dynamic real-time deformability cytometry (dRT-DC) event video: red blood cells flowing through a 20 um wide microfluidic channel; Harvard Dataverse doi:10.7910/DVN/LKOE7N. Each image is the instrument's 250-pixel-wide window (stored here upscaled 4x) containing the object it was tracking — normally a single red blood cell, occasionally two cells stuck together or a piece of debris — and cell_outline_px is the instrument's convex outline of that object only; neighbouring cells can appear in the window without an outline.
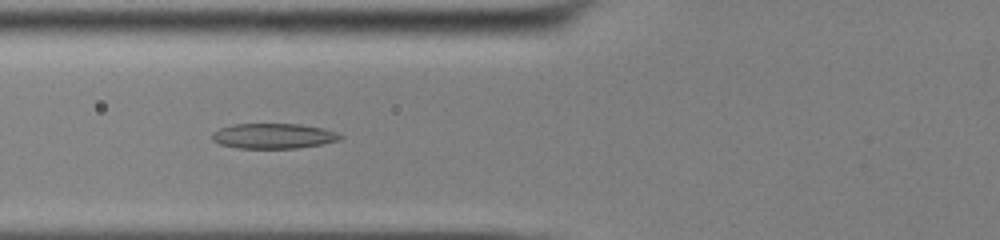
{"species": "common noctule bat (a hibernating species)", "species_latin": "Nyctalus noctula", "temperature_condition": "cold", "stored_images_in_passage": 43, "camera_frame_rate_fps": 3000, "um_per_image_px": 0.085, "animal": {"sex": "male", "body_mass_g": 13.0, "forearm_length_mm": 53.1}, "frame": {"image": 1, "passage_image": 11, "time_ms": 3.333, "image_size_px": [1000, 240], "cell_outline_px": [[344, 136], [340, 140], [320, 144], [296, 148], [240, 148], [220, 144], [212, 140], [212, 132], [220, 128], [232, 124], [300, 124], [324, 128], [336, 132]], "centroid_in_image_um": [23.24, 11.55], "position_along_channel_um": 102.6, "area_um2": 18.79}}
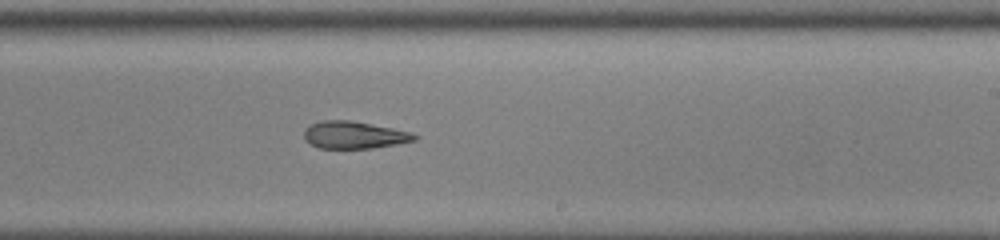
{"frame": {"image": 2, "passage_image": 23, "time_ms": 7.333, "image_size_px": [1000, 240], "cell_outline_px": [[420, 136], [416, 140], [396, 144], [372, 148], [320, 148], [304, 140], [304, 128], [320, 120], [352, 120], [392, 128], [408, 132]], "centroid_in_image_um": [30.08, 11.46], "position_along_channel_um": 258.9, "area_um2": 17.51}}
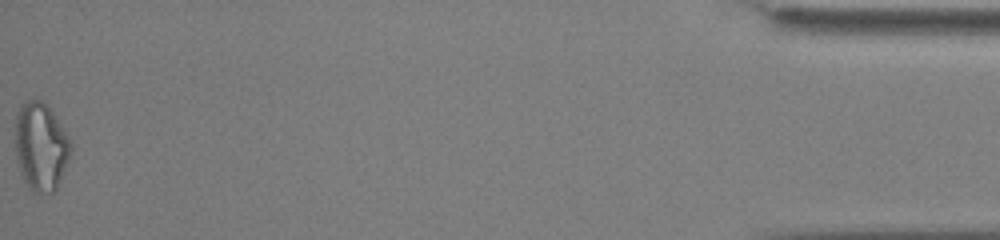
{"frame": {"image": 3, "passage_image": 43, "time_ms": 14.0, "image_size_px": [1000, 240], "cell_outline_px": [[72, 148], [68, 160], [60, 180], [56, 188], [52, 192], [32, 192], [28, 188], [20, 172], [16, 160], [16, 116], [20, 104], [24, 100], [40, 100], [48, 104], [68, 136], [72, 144]], "centroid_in_image_um": [3.46, 12.43], "position_along_channel_um": 431.7, "area_um2": 28.55}, "authors_computed_cell_mechanics": {"area_um2": 19.4208, "velocity_mm_per_s": 3.9091, "shape_relaxation_time_tau1_ms": 7.9504, "shape_relaxation_time_tau2_ms": 4.1514, "deformation_change_tau1": 0.1858, "deformation_change_tau2": 0.1454}}